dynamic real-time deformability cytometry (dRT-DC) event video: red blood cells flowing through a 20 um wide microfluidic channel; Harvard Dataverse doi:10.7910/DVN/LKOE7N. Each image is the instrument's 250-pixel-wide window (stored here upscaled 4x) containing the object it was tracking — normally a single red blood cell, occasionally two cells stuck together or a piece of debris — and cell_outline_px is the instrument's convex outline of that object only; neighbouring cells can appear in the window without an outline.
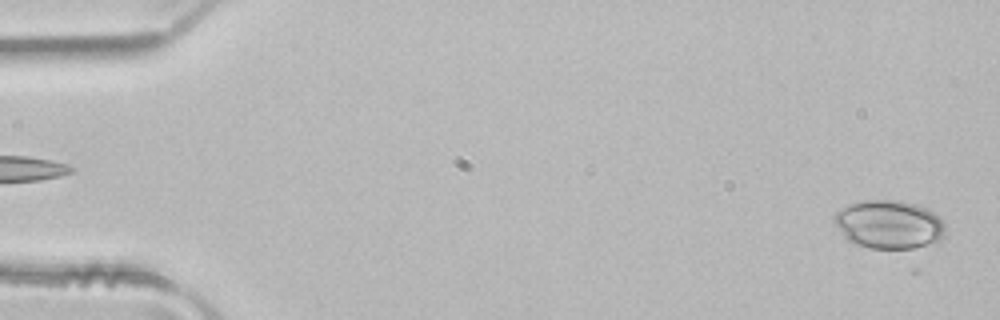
{"species": "common noctule bat (a hibernating species)", "species_latin": "Nyctalus noctula", "temperature_condition": "room temperature", "stored_images_in_passage": 4, "camera_frame_rate_fps": 3000, "um_per_image_px": 0.085, "animal": {"sex": "male", "body_mass_g": 21.5, "forearm_length_mm": 52.0}, "frame": {"image": 1, "passage_image": 4, "time_ms": 1.0, "image_size_px": [1000, 320], "cell_outline_px": [[944, 236], [940, 240], [912, 248], [868, 248], [856, 244], [848, 240], [844, 236], [832, 220], [832, 216], [836, 212], [848, 204], [864, 200], [900, 200], [916, 204], [928, 208], [944, 224]], "centroid_in_image_um": [75.52, 19.06], "position_along_channel_um": 9.5, "area_um2": 31.27}}